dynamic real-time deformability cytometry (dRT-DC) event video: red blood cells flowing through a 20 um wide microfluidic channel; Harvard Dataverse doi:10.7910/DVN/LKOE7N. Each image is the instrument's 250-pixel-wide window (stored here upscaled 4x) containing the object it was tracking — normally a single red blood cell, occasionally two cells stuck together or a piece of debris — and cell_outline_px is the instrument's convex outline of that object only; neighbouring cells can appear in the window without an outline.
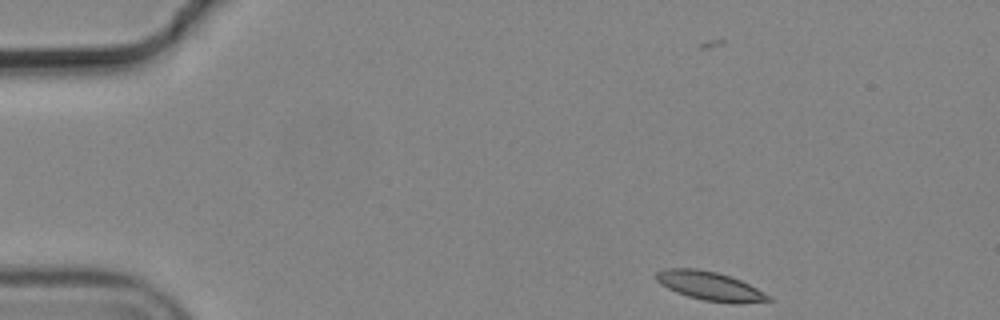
{"species": "common noctule bat (a hibernating species)", "species_latin": "Nyctalus noctula", "temperature_condition": "cold", "stored_images_in_passage": 1, "camera_frame_rate_fps": 3000, "um_per_image_px": 0.085, "animal": {"sex": "male", "body_mass_g": 19.2, "forearm_length_mm": 51.8}, "frame": {"image": 1, "passage_image": 1, "time_ms": 0.0, "image_size_px": [1000, 320], "cell_outline_px": [[772, 300], [704, 300], [688, 296], [676, 292], [660, 284], [656, 280], [656, 272], [664, 268], [696, 268], [716, 272], [740, 280], [772, 296]], "centroid_in_image_um": [60.2, 24.24], "position_along_channel_um": 24.8, "area_um2": 17.74}}